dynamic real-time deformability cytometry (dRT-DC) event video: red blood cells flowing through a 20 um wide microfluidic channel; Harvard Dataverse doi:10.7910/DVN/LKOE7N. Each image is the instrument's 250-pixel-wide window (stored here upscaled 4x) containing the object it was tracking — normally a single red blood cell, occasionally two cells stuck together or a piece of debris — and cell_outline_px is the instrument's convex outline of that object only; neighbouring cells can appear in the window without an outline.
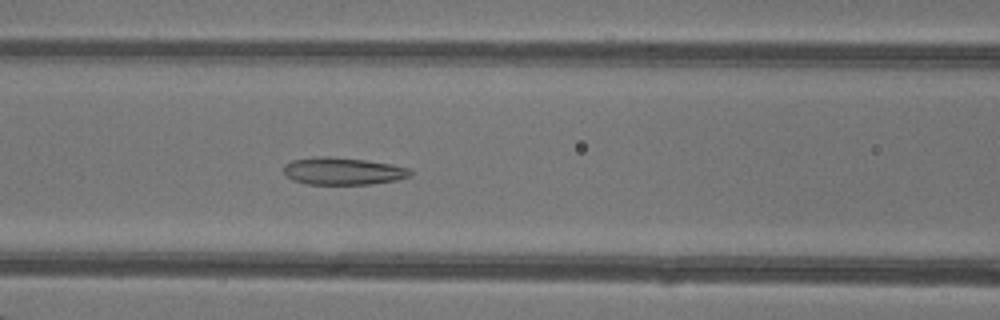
{"species": "common noctule bat (a hibernating species)", "species_latin": "Nyctalus noctula", "temperature_condition": "warm", "stored_images_in_passage": 48, "camera_frame_rate_fps": 3000, "um_per_image_px": 0.085, "animal": {"sex": "female"}, "frame": {"image": 1, "passage_image": 21, "time_ms": 6.667, "image_size_px": [1000, 320], "cell_outline_px": [[412, 176], [396, 180], [368, 184], [304, 184], [292, 180], [284, 172], [284, 164], [292, 160], [320, 156], [328, 156], [364, 160], [392, 164], [408, 168], [412, 172]], "centroid_in_image_um": [29.14, 14.55], "position_along_channel_um": 137.5, "area_um2": 20.11}}
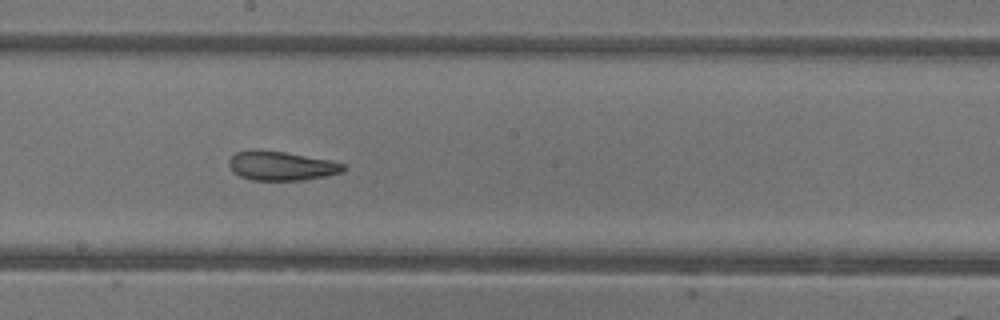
{"frame": {"image": 2, "passage_image": 27, "time_ms": 8.667, "image_size_px": [1000, 320], "cell_outline_px": [[348, 168], [344, 172], [304, 180], [252, 180], [240, 176], [232, 172], [228, 164], [228, 160], [236, 152], [284, 152], [328, 160], [344, 164]], "centroid_in_image_um": [23.95, 14.14], "position_along_channel_um": 224.3, "area_um2": 18.9}}
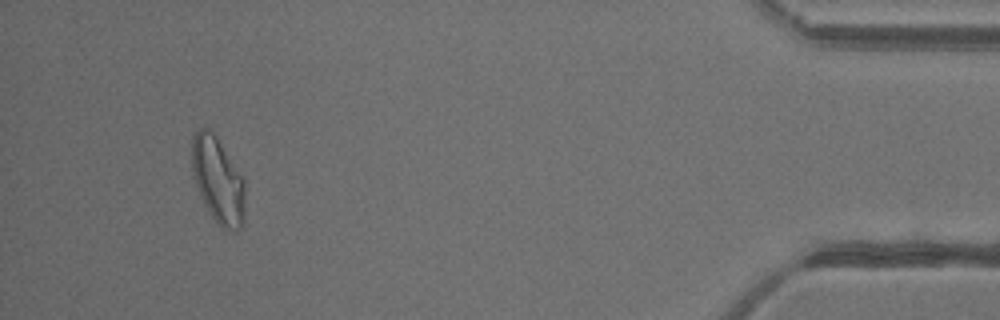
{"frame": {"image": 3, "passage_image": 45, "time_ms": 14.667, "image_size_px": [1000, 320], "cell_outline_px": [[244, 220], [240, 228], [236, 232], [224, 232], [216, 224], [208, 212], [204, 204], [196, 184], [192, 172], [192, 136], [200, 128], [208, 128], [216, 136], [244, 180]], "centroid_in_image_um": [18.52, 15.4], "position_along_channel_um": 416.7, "area_um2": 26.76}, "authors_computed_cell_mechanics": {"area_um2": 23.4668, "velocity_mm_per_s": 4.3522, "shape_relaxation_time_tau1_ms": null, "shape_relaxation_time_tau2_ms": 1.7015, "deformation_change_tau1": null, "deformation_change_tau2": 0.0924}}